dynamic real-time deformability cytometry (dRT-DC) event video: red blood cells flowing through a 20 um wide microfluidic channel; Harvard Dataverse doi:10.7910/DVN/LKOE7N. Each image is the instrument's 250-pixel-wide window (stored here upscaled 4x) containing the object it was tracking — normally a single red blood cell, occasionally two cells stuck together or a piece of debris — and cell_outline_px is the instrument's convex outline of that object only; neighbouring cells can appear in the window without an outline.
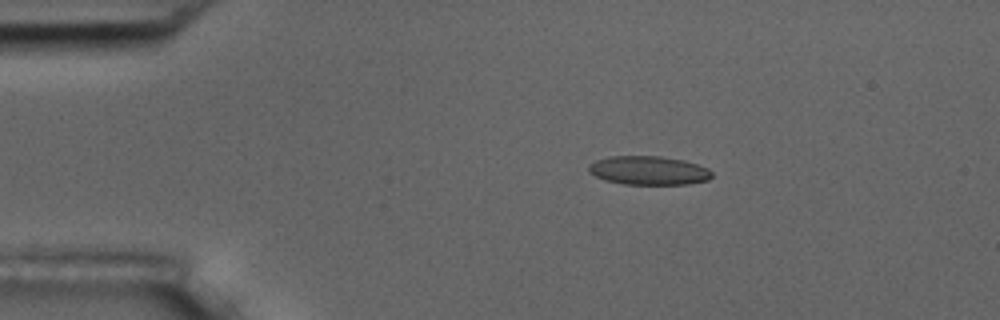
{"species": "common noctule bat (a hibernating species)", "species_latin": "Nyctalus noctula", "temperature_condition": "room temperature", "stored_images_in_passage": 5, "camera_frame_rate_fps": 3000, "um_per_image_px": 0.085, "animal": {"sex": "male", "body_mass_g": 17.5, "forearm_length_mm": 52.3}, "frame": {"image": 1, "passage_image": 4, "time_ms": 1.0, "image_size_px": [1000, 320], "cell_outline_px": [[712, 176], [708, 180], [688, 184], [624, 184], [604, 180], [588, 172], [588, 164], [596, 160], [608, 156], [660, 156], [684, 160], [708, 168], [712, 172]], "centroid_in_image_um": [55.11, 14.48], "position_along_channel_um": 29.9, "area_um2": 20.75}}